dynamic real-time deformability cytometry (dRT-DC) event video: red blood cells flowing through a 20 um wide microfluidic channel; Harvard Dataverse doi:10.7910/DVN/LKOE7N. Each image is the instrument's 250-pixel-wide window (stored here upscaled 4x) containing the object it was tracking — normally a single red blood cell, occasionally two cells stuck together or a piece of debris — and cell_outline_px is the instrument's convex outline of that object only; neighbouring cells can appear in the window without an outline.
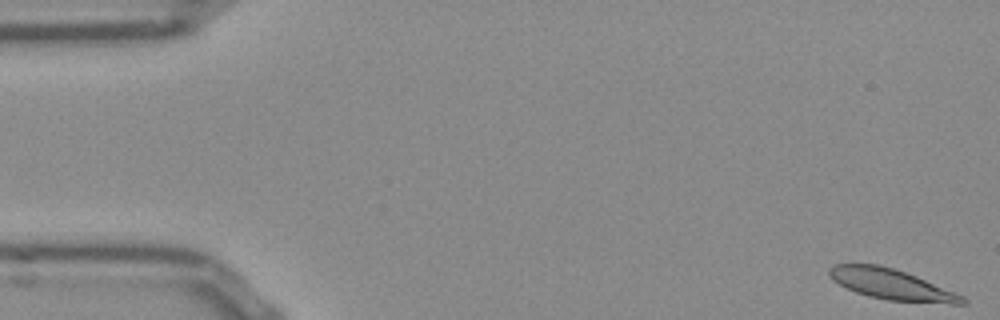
{"species": "Egyptian fruit bat (a non-hibernating species)", "species_latin": "Rousettus aegyptiacus", "temperature_condition": "room temperature", "stored_images_in_passage": 53, "camera_frame_rate_fps": 3000, "um_per_image_px": 0.085, "frame": {"image": 1, "passage_image": 1, "time_ms": 0.0, "image_size_px": [1000, 320], "cell_outline_px": [[968, 304], [952, 304], [888, 300], [868, 296], [856, 292], [832, 280], [828, 272], [828, 268], [832, 264], [880, 264], [916, 276], [964, 296], [968, 300]], "centroid_in_image_um": [75.78, 24.17], "position_along_channel_um": 9.2, "area_um2": 23.64}}
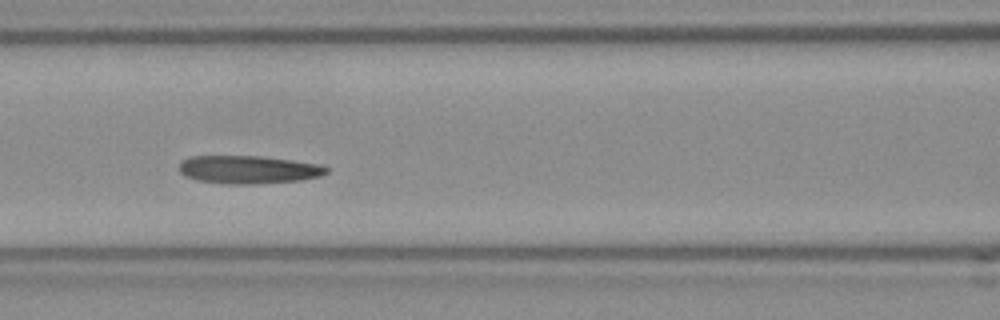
{"frame": {"image": 2, "passage_image": 22, "time_ms": 7.0, "image_size_px": [1000, 320], "cell_outline_px": [[328, 172], [324, 176], [300, 180], [256, 184], [224, 184], [196, 180], [184, 176], [180, 172], [180, 160], [188, 156], [260, 156], [292, 160], [320, 164], [328, 168]], "centroid_in_image_um": [21.11, 14.42], "position_along_channel_um": 145.5, "area_um2": 24.39}}
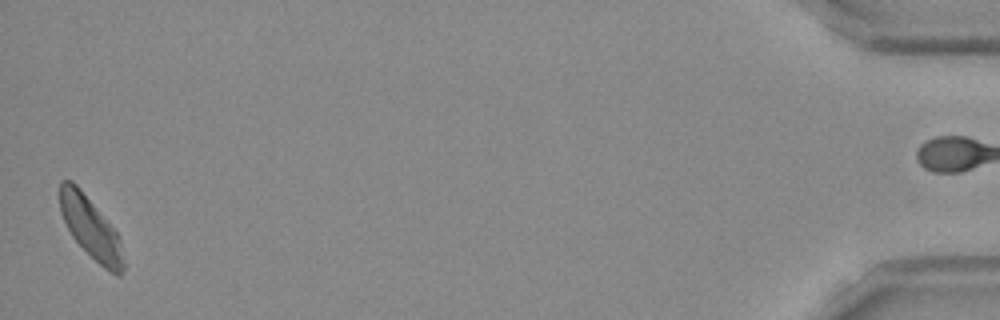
{"frame": {"image": 3, "passage_image": 52, "time_ms": 17.0, "image_size_px": [1000, 320], "cell_outline_px": [[124, 268], [120, 276], [116, 276], [104, 268], [72, 236], [60, 212], [60, 180], [72, 180], [80, 188], [120, 236], [124, 264]], "centroid_in_image_um": [7.72, 19.37], "position_along_channel_um": 427.5, "area_um2": 22.37}, "authors_computed_cell_mechanics": {"area_um2": 24.1026, "velocity_mm_per_s": 3.7894, "shape_relaxation_time_tau1_ms": 4.2632, "shape_relaxation_time_tau2_ms": 2.1135, "deformation_change_tau1": 0.1318, "deformation_change_tau2": 0.1004}}